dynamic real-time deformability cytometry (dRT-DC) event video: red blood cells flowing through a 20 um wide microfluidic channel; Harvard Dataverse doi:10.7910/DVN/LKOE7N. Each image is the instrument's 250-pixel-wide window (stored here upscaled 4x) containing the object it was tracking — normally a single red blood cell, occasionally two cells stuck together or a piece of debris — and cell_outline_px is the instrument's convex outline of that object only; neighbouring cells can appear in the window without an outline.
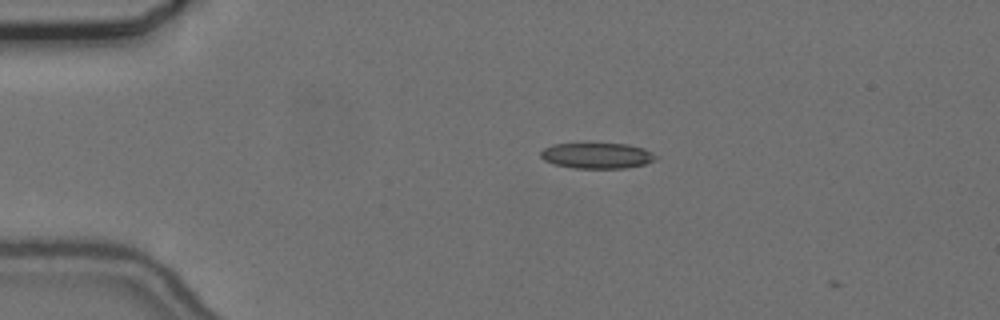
{"species": "common noctule bat (a hibernating species)", "species_latin": "Nyctalus noctula", "temperature_condition": "cold", "stored_images_in_passage": 5, "camera_frame_rate_fps": 3000, "um_per_image_px": 0.085, "animal": {"sex": "female", "body_mass_g": 24.6, "forearm_length_mm": 56.2}, "frame": {"image": 1, "passage_image": 2, "time_ms": 0.333, "image_size_px": [1000, 320], "cell_outline_px": [[660, 156], [656, 160], [644, 164], [624, 168], [572, 168], [552, 164], [544, 160], [540, 156], [540, 152], [544, 148], [552, 144], [628, 144], [644, 148]], "centroid_in_image_um": [50.76, 13.23], "position_along_channel_um": 34.2, "area_um2": 17.34}}